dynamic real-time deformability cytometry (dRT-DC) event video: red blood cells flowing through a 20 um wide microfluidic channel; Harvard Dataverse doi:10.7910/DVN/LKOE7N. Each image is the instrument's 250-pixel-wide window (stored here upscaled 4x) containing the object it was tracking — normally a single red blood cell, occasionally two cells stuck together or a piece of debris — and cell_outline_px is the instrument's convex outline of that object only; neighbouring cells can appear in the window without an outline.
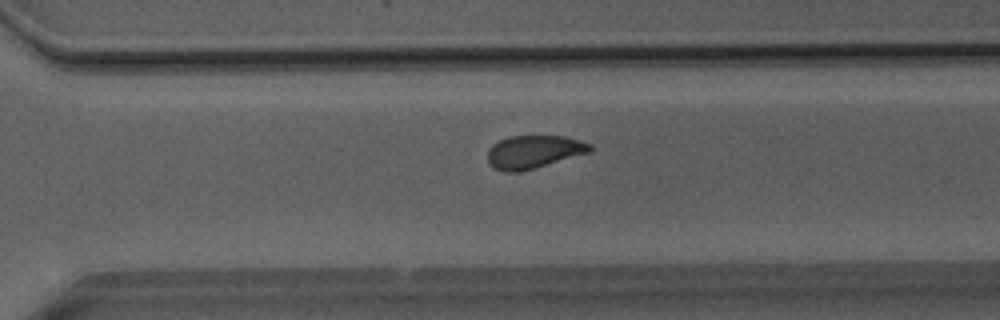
{"species": "Egyptian fruit bat (a non-hibernating species)", "species_latin": "Rousettus aegyptiacus", "temperature_condition": "room temperature", "stored_images_in_passage": 39, "camera_frame_rate_fps": 3000, "um_per_image_px": 0.085, "animal": {"sex": "male"}, "frame": {"image": 1, "passage_image": 24, "time_ms": 7.667, "image_size_px": [1000, 320], "cell_outline_px": [[592, 152], [520, 172], [504, 172], [488, 164], [488, 148], [492, 144], [508, 136], [564, 136], [580, 140], [592, 144]], "centroid_in_image_um": [45.38, 12.9], "position_along_channel_um": 325.2, "area_um2": 19.88}}
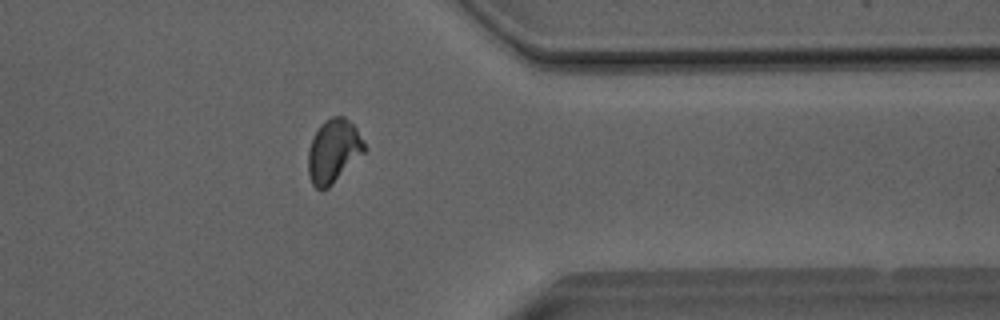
{"frame": {"image": 2, "passage_image": 29, "time_ms": 9.333, "image_size_px": [1000, 320], "cell_outline_px": [[368, 148], [328, 188], [320, 192], [312, 184], [308, 176], [308, 152], [312, 140], [320, 124], [324, 120], [332, 116], [344, 116], [356, 128]], "centroid_in_image_um": [28.34, 12.85], "position_along_channel_um": 383.1, "area_um2": 20.81}}
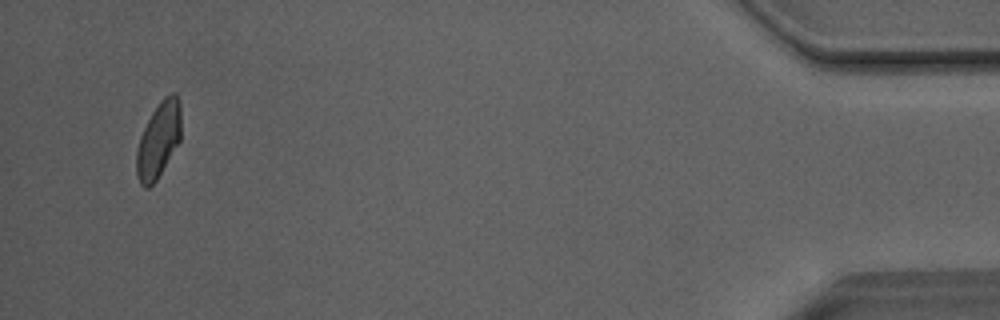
{"frame": {"image": 3, "passage_image": 37, "time_ms": 12.0, "image_size_px": [1000, 320], "cell_outline_px": [[180, 140], [156, 180], [148, 188], [144, 188], [140, 184], [136, 176], [136, 152], [140, 136], [152, 112], [160, 100], [164, 96], [172, 92], [176, 92], [180, 100]], "centroid_in_image_um": [13.46, 11.87], "position_along_channel_um": 421.7, "area_um2": 19.65}, "authors_computed_cell_mechanics": {"area_um2": 20.1722, "velocity_mm_per_s": 4.0461, "shape_relaxation_time_tau1_ms": 5.3746, "shape_relaxation_time_tau2_ms": 1.5634, "deformation_change_tau1": 0.1276, "deformation_change_tau2": 0.0581}}